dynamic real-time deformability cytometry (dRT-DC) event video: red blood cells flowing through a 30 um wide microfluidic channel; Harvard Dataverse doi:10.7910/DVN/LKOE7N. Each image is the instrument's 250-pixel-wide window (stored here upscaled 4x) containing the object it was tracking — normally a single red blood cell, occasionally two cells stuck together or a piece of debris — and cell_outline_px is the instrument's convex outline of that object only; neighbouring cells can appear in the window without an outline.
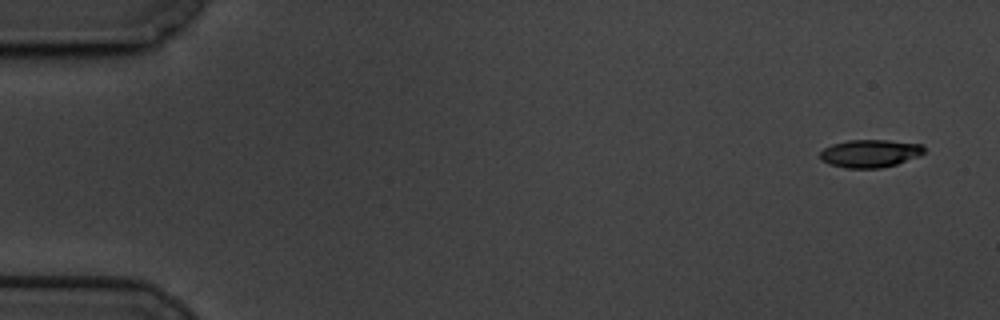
{"species": "common noctule bat (a hibernating species)", "species_latin": "Nyctalus noctula", "temperature_condition": "cold", "stored_images_in_passage": 58, "camera_frame_rate_fps": 3000, "um_per_image_px": 0.085, "animal": {"sex": "male", "body_mass_g": 19.5, "forearm_length_mm": 54.6}, "frame": {"image": 1, "passage_image": 1, "time_ms": 0.0, "image_size_px": [1000, 320], "cell_outline_px": [[924, 152], [920, 156], [896, 164], [880, 168], [844, 168], [828, 164], [820, 160], [820, 152], [824, 148], [832, 144], [848, 140], [888, 140], [924, 144]], "centroid_in_image_um": [73.95, 13.04], "position_along_channel_um": 11.1, "area_um2": 17.05}}
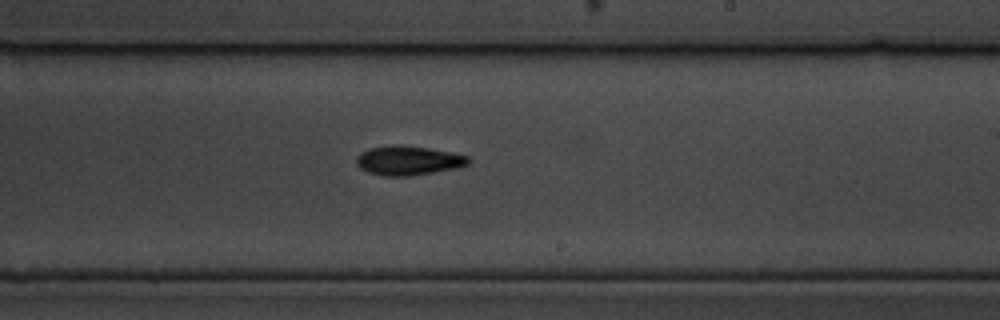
{"frame": {"image": 2, "passage_image": 34, "time_ms": 11.0, "image_size_px": [1000, 320], "cell_outline_px": [[472, 160], [468, 164], [456, 168], [408, 176], [384, 176], [368, 172], [360, 168], [356, 164], [356, 156], [360, 152], [368, 148], [400, 144], [428, 148], [468, 156]], "centroid_in_image_um": [34.66, 13.64], "position_along_channel_um": 254.3, "area_um2": 19.07}}
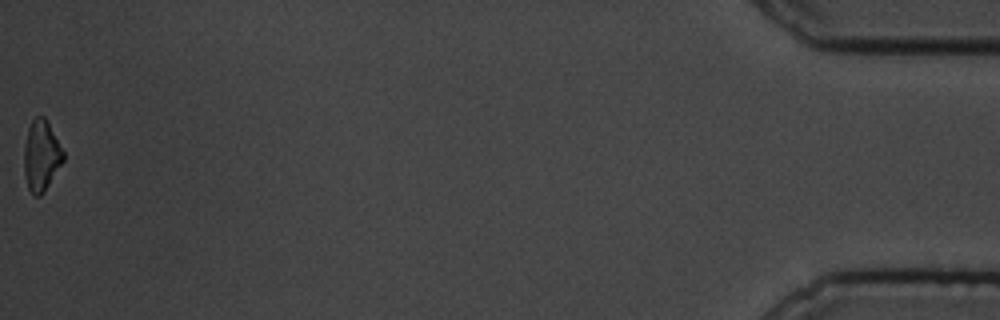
{"frame": {"image": 3, "passage_image": 58, "time_ms": 19.0, "image_size_px": [1000, 320], "cell_outline_px": [[64, 160], [44, 192], [40, 196], [36, 196], [28, 188], [24, 176], [24, 148], [28, 128], [32, 120], [36, 116], [44, 116], [48, 120], [64, 152]], "centroid_in_image_um": [3.51, 13.21], "position_along_channel_um": 431.7, "area_um2": 16.24}, "authors_computed_cell_mechanics": {"area_um2": 17.8313, "velocity_mm_per_s": 3.3979, "shape_relaxation_time_tau1_ms": 3.1861, "shape_relaxation_time_tau2_ms": null, "deformation_change_tau1": 0.112, "deformation_change_tau2": null}}